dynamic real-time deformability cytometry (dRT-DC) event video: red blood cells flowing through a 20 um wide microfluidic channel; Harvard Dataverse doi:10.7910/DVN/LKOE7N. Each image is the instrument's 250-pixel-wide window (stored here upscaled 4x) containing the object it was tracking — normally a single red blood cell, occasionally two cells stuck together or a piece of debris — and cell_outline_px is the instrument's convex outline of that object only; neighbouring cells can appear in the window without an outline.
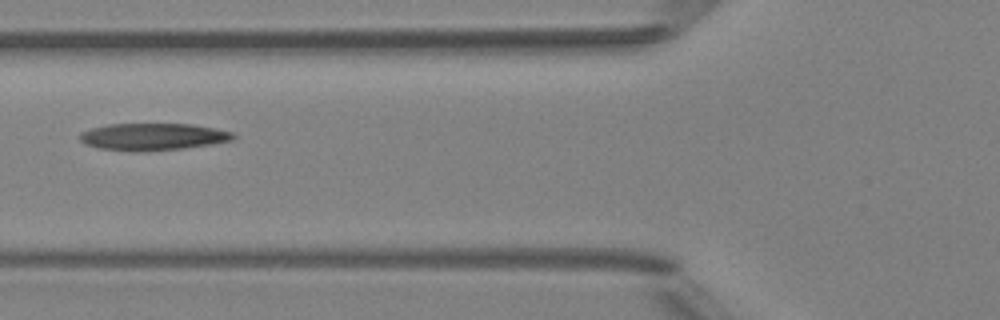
{"species": "Egyptian fruit bat (a non-hibernating species)", "species_latin": "Rousettus aegyptiacus", "temperature_condition": "room temperature", "stored_images_in_passage": 36, "camera_frame_rate_fps": 3000, "um_per_image_px": 0.085, "animal": {"sex": "female"}, "frame": {"image": 1, "passage_image": 6, "time_ms": 1.667, "image_size_px": [1000, 320], "cell_outline_px": [[236, 136], [232, 140], [184, 148], [144, 152], [132, 152], [100, 148], [84, 144], [80, 140], [80, 132], [92, 128], [108, 124], [192, 124], [216, 128], [232, 132]], "centroid_in_image_um": [12.97, 11.63], "position_along_channel_um": 112.8, "area_um2": 24.28}}
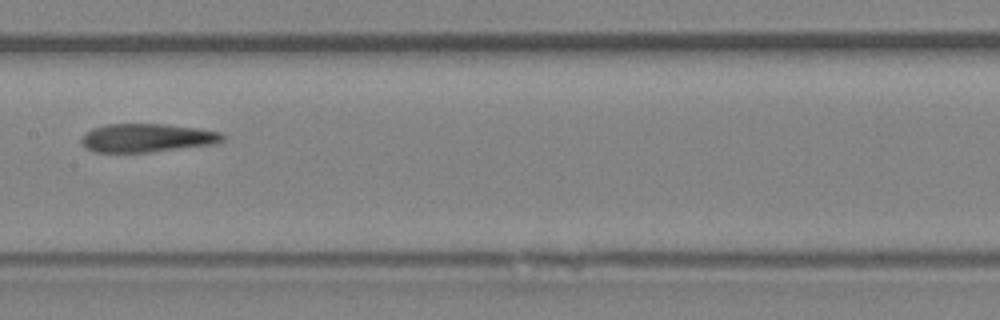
{"frame": {"image": 2, "passage_image": 12, "time_ms": 3.667, "image_size_px": [1000, 320], "cell_outline_px": [[224, 140], [216, 144], [152, 152], [96, 152], [84, 148], [80, 140], [84, 132], [92, 128], [104, 124], [164, 124], [196, 128], [224, 132]], "centroid_in_image_um": [12.48, 11.72], "position_along_channel_um": 194.9, "area_um2": 23.76}}
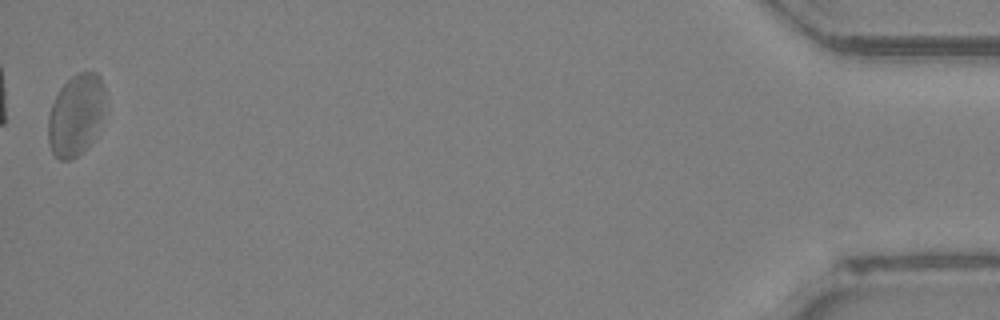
{"frame": {"image": 3, "passage_image": 36, "time_ms": 11.667, "image_size_px": [1000, 320], "cell_outline_px": [[104, 96], [100, 120], [92, 140], [76, 156], [68, 160], [60, 160], [52, 152], [48, 144], [48, 116], [52, 104], [60, 88], [76, 72], [96, 72], [100, 76], [104, 88]], "centroid_in_image_um": [6.41, 9.75], "position_along_channel_um": 428.8, "area_um2": 26.53}, "authors_computed_cell_mechanics": {"area_um2": 24.276, "velocity_mm_per_s": 4.1308, "shape_relaxation_time_tau1_ms": null, "shape_relaxation_time_tau2_ms": 4.1734, "deformation_change_tau1": null, "deformation_change_tau2": 0.1516}}